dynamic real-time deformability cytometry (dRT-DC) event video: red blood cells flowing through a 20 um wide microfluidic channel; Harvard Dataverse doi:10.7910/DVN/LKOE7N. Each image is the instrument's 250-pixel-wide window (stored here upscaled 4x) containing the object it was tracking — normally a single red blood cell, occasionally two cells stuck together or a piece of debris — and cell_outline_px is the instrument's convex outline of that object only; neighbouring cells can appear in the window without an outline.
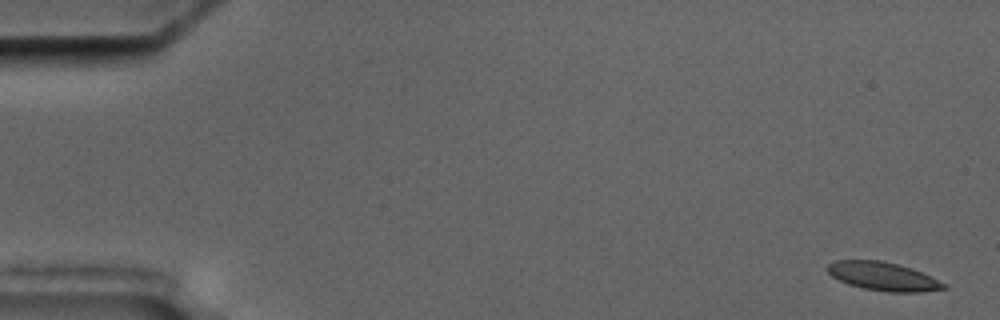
{"species": "common noctule bat (a hibernating species)", "species_latin": "Nyctalus noctula", "temperature_condition": "cold", "stored_images_in_passage": 4, "camera_frame_rate_fps": 3000, "um_per_image_px": 0.085, "animal": {"sex": "male", "body_mass_g": 17.5, "forearm_length_mm": 52.3}, "frame": {"image": 1, "passage_image": 1, "time_ms": 0.0, "image_size_px": [1000, 320], "cell_outline_px": [[948, 288], [924, 292], [888, 292], [864, 288], [848, 284], [832, 276], [824, 268], [832, 260], [880, 260], [912, 268], [944, 284]], "centroid_in_image_um": [75.0, 23.48], "position_along_channel_um": 10.0, "area_um2": 19.13}}